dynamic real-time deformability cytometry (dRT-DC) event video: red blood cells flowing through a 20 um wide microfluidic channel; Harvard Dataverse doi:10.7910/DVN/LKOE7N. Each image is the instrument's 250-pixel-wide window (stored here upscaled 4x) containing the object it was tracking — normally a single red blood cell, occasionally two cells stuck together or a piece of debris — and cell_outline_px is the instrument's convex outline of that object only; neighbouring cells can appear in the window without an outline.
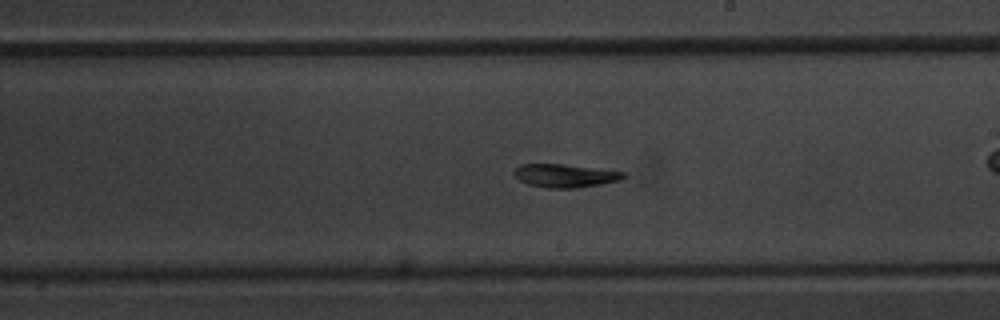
{"species": "common noctule bat (a hibernating species)", "species_latin": "Nyctalus noctula", "temperature_condition": "warm", "stored_images_in_passage": 55, "camera_frame_rate_fps": 3000, "um_per_image_px": 0.085, "animal": {"sex": "male", "body_mass_g": 20.1, "forearm_length_mm": 53.5}, "frame": {"image": 1, "passage_image": 32, "time_ms": 10.333, "image_size_px": [1000, 320], "cell_outline_px": [[624, 176], [620, 180], [600, 184], [576, 188], [548, 188], [528, 184], [520, 180], [512, 172], [520, 164], [564, 164], [624, 172]], "centroid_in_image_um": [47.99, 14.93], "position_along_channel_um": 241.0, "area_um2": 14.62}}